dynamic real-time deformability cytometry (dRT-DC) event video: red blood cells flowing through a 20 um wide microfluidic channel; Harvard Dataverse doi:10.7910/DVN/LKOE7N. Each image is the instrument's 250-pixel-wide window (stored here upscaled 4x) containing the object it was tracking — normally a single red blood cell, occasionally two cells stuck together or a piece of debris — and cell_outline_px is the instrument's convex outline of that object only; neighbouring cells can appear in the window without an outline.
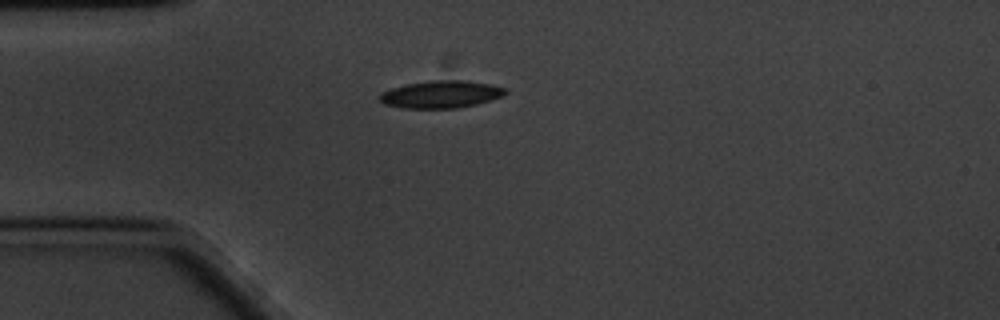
{"species": "common noctule bat (a hibernating species)", "species_latin": "Nyctalus noctula", "temperature_condition": "cold", "stored_images_in_passage": 45, "camera_frame_rate_fps": 3000, "um_per_image_px": 0.085, "animal": {"sex": "male", "body_mass_g": 20.1, "forearm_length_mm": 53.5}, "frame": {"image": 1, "passage_image": 1, "time_ms": 0.0, "image_size_px": [1000, 320], "cell_outline_px": [[508, 92], [504, 96], [492, 100], [476, 104], [456, 108], [404, 108], [384, 104], [380, 100], [380, 92], [404, 84], [432, 80], [464, 80], [492, 84], [504, 88]], "centroid_in_image_um": [37.5, 8.01], "position_along_channel_um": 47.5, "area_um2": 20.17}}
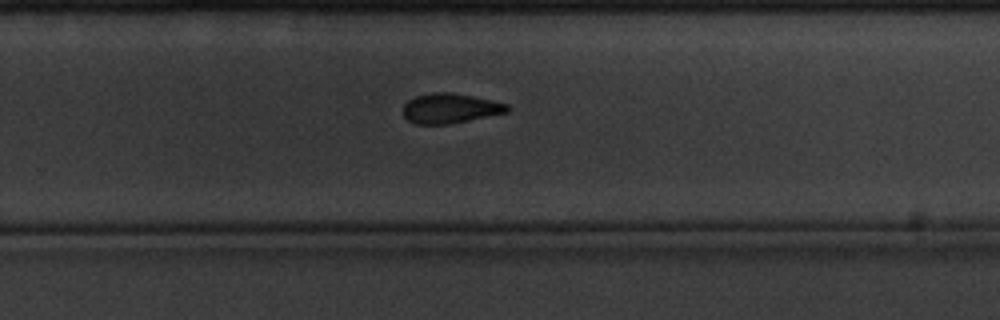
{"frame": {"image": 2, "passage_image": 24, "time_ms": 7.667, "image_size_px": [1000, 320], "cell_outline_px": [[512, 108], [508, 112], [448, 124], [416, 124], [408, 120], [404, 116], [404, 104], [408, 100], [416, 96], [432, 92], [452, 92], [492, 100], [508, 104]], "centroid_in_image_um": [38.28, 9.2], "position_along_channel_um": 291.5, "area_um2": 18.09}}
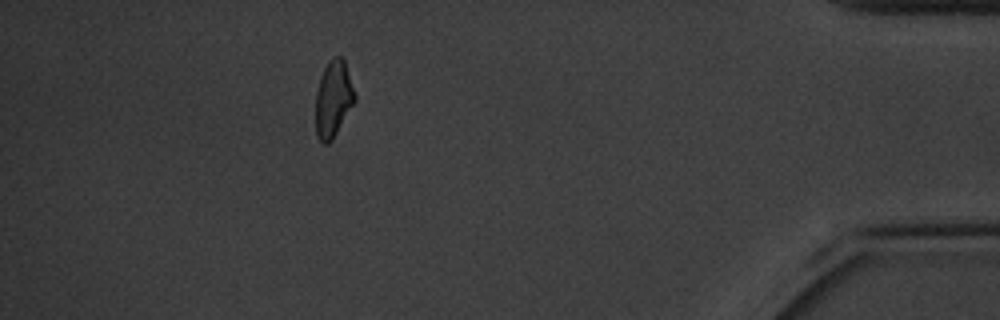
{"frame": {"image": 3, "passage_image": 39, "time_ms": 12.667, "image_size_px": [1000, 320], "cell_outline_px": [[356, 100], [332, 140], [328, 144], [324, 144], [316, 136], [316, 92], [324, 68], [328, 60], [332, 56], [340, 56], [344, 60], [356, 96]], "centroid_in_image_um": [28.33, 8.41], "position_along_channel_um": 406.9, "area_um2": 17.34}, "authors_computed_cell_mechanics": {"area_um2": 18.5538, "velocity_mm_per_s": 3.343, "shape_relaxation_time_tau1_ms": 2.6801, "shape_relaxation_time_tau2_ms": 6.1138, "deformation_change_tau1": 0.1087, "deformation_change_tau2": 0.1246}}